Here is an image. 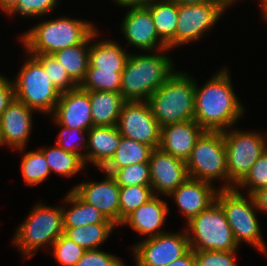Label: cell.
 Here are the masks:
<instances>
[{"mask_svg":"<svg viewBox=\"0 0 267 266\" xmlns=\"http://www.w3.org/2000/svg\"><path fill=\"white\" fill-rule=\"evenodd\" d=\"M96 29L88 20L62 16L38 21L19 39L28 54L52 55L69 46L82 44Z\"/></svg>","mask_w":267,"mask_h":266,"instance_id":"3957f363","label":"cell"},{"mask_svg":"<svg viewBox=\"0 0 267 266\" xmlns=\"http://www.w3.org/2000/svg\"><path fill=\"white\" fill-rule=\"evenodd\" d=\"M62 63L70 78L79 86L89 66V37L82 43L52 54Z\"/></svg>","mask_w":267,"mask_h":266,"instance_id":"f1b7e54d","label":"cell"},{"mask_svg":"<svg viewBox=\"0 0 267 266\" xmlns=\"http://www.w3.org/2000/svg\"><path fill=\"white\" fill-rule=\"evenodd\" d=\"M67 192L62 200L65 203L62 204L64 228H75L88 224L113 223L93 205L83 201L72 189Z\"/></svg>","mask_w":267,"mask_h":266,"instance_id":"cb8c5ba5","label":"cell"},{"mask_svg":"<svg viewBox=\"0 0 267 266\" xmlns=\"http://www.w3.org/2000/svg\"><path fill=\"white\" fill-rule=\"evenodd\" d=\"M168 51L130 52L121 73L120 93L125 101H147L176 71Z\"/></svg>","mask_w":267,"mask_h":266,"instance_id":"7a4b0ae2","label":"cell"},{"mask_svg":"<svg viewBox=\"0 0 267 266\" xmlns=\"http://www.w3.org/2000/svg\"><path fill=\"white\" fill-rule=\"evenodd\" d=\"M225 11L219 3L213 1L178 5L175 48L203 38L216 26Z\"/></svg>","mask_w":267,"mask_h":266,"instance_id":"7c38bea8","label":"cell"},{"mask_svg":"<svg viewBox=\"0 0 267 266\" xmlns=\"http://www.w3.org/2000/svg\"><path fill=\"white\" fill-rule=\"evenodd\" d=\"M118 226L114 223L88 224L64 228V234L86 250L99 249Z\"/></svg>","mask_w":267,"mask_h":266,"instance_id":"f546056e","label":"cell"},{"mask_svg":"<svg viewBox=\"0 0 267 266\" xmlns=\"http://www.w3.org/2000/svg\"><path fill=\"white\" fill-rule=\"evenodd\" d=\"M149 166L150 186L154 195L169 196L189 177L185 161L160 148L152 150Z\"/></svg>","mask_w":267,"mask_h":266,"instance_id":"9a60e30c","label":"cell"},{"mask_svg":"<svg viewBox=\"0 0 267 266\" xmlns=\"http://www.w3.org/2000/svg\"><path fill=\"white\" fill-rule=\"evenodd\" d=\"M238 251H194L195 266H237Z\"/></svg>","mask_w":267,"mask_h":266,"instance_id":"ab89813d","label":"cell"},{"mask_svg":"<svg viewBox=\"0 0 267 266\" xmlns=\"http://www.w3.org/2000/svg\"><path fill=\"white\" fill-rule=\"evenodd\" d=\"M161 196L154 195L146 203L129 214L120 224L121 227L128 226L145 239L165 233L162 226L170 210L168 202ZM123 225V226H122Z\"/></svg>","mask_w":267,"mask_h":266,"instance_id":"ffe728a7","label":"cell"},{"mask_svg":"<svg viewBox=\"0 0 267 266\" xmlns=\"http://www.w3.org/2000/svg\"><path fill=\"white\" fill-rule=\"evenodd\" d=\"M152 150L153 148L147 144L121 136L116 152L100 171L112 175L120 168L136 163L149 162Z\"/></svg>","mask_w":267,"mask_h":266,"instance_id":"4316f807","label":"cell"},{"mask_svg":"<svg viewBox=\"0 0 267 266\" xmlns=\"http://www.w3.org/2000/svg\"><path fill=\"white\" fill-rule=\"evenodd\" d=\"M154 196L150 185L120 186V224L132 212Z\"/></svg>","mask_w":267,"mask_h":266,"instance_id":"d6a6232c","label":"cell"},{"mask_svg":"<svg viewBox=\"0 0 267 266\" xmlns=\"http://www.w3.org/2000/svg\"><path fill=\"white\" fill-rule=\"evenodd\" d=\"M204 131L195 120L165 125L161 128L159 148L186 162Z\"/></svg>","mask_w":267,"mask_h":266,"instance_id":"44dd1931","label":"cell"},{"mask_svg":"<svg viewBox=\"0 0 267 266\" xmlns=\"http://www.w3.org/2000/svg\"><path fill=\"white\" fill-rule=\"evenodd\" d=\"M55 123L58 128H61L55 144L67 152L79 155L84 159L87 166V131L77 128L70 129L57 122Z\"/></svg>","mask_w":267,"mask_h":266,"instance_id":"836d02e7","label":"cell"},{"mask_svg":"<svg viewBox=\"0 0 267 266\" xmlns=\"http://www.w3.org/2000/svg\"><path fill=\"white\" fill-rule=\"evenodd\" d=\"M124 19L120 23L122 35L127 45H131L138 52L160 51L168 49L167 45L159 38L147 7H128Z\"/></svg>","mask_w":267,"mask_h":266,"instance_id":"5bb4252c","label":"cell"},{"mask_svg":"<svg viewBox=\"0 0 267 266\" xmlns=\"http://www.w3.org/2000/svg\"><path fill=\"white\" fill-rule=\"evenodd\" d=\"M14 99L15 89L13 80H10L7 76L0 74V117Z\"/></svg>","mask_w":267,"mask_h":266,"instance_id":"b9f144b4","label":"cell"},{"mask_svg":"<svg viewBox=\"0 0 267 266\" xmlns=\"http://www.w3.org/2000/svg\"><path fill=\"white\" fill-rule=\"evenodd\" d=\"M2 146L4 147L5 144H4V141H3V138H2V132H1V129H0V148H1Z\"/></svg>","mask_w":267,"mask_h":266,"instance_id":"816d5d0a","label":"cell"},{"mask_svg":"<svg viewBox=\"0 0 267 266\" xmlns=\"http://www.w3.org/2000/svg\"><path fill=\"white\" fill-rule=\"evenodd\" d=\"M25 60L13 78L15 98L48 117L54 112L61 92L48 78L42 63L25 52Z\"/></svg>","mask_w":267,"mask_h":266,"instance_id":"52a82bcc","label":"cell"},{"mask_svg":"<svg viewBox=\"0 0 267 266\" xmlns=\"http://www.w3.org/2000/svg\"><path fill=\"white\" fill-rule=\"evenodd\" d=\"M37 113L16 98L0 117V129L5 147L9 149L26 148L32 134L33 116Z\"/></svg>","mask_w":267,"mask_h":266,"instance_id":"d6986e66","label":"cell"},{"mask_svg":"<svg viewBox=\"0 0 267 266\" xmlns=\"http://www.w3.org/2000/svg\"><path fill=\"white\" fill-rule=\"evenodd\" d=\"M25 148L15 150L21 155V175L23 181L26 185L29 186H38L39 184L45 182L48 176L51 175V171L46 162L44 154L39 150H28L25 151Z\"/></svg>","mask_w":267,"mask_h":266,"instance_id":"4dcf8cb0","label":"cell"},{"mask_svg":"<svg viewBox=\"0 0 267 266\" xmlns=\"http://www.w3.org/2000/svg\"><path fill=\"white\" fill-rule=\"evenodd\" d=\"M267 131L223 130L226 147L228 189L234 188L267 148ZM265 134V135H264Z\"/></svg>","mask_w":267,"mask_h":266,"instance_id":"30bf717a","label":"cell"},{"mask_svg":"<svg viewBox=\"0 0 267 266\" xmlns=\"http://www.w3.org/2000/svg\"><path fill=\"white\" fill-rule=\"evenodd\" d=\"M265 187H267V148L234 188L241 193L245 189V194L252 195Z\"/></svg>","mask_w":267,"mask_h":266,"instance_id":"d590c367","label":"cell"},{"mask_svg":"<svg viewBox=\"0 0 267 266\" xmlns=\"http://www.w3.org/2000/svg\"><path fill=\"white\" fill-rule=\"evenodd\" d=\"M122 71L123 70H100L97 67H88L79 87L86 91L120 93Z\"/></svg>","mask_w":267,"mask_h":266,"instance_id":"1f68e13d","label":"cell"},{"mask_svg":"<svg viewBox=\"0 0 267 266\" xmlns=\"http://www.w3.org/2000/svg\"><path fill=\"white\" fill-rule=\"evenodd\" d=\"M136 266H167L190 250L186 229L162 233L130 246Z\"/></svg>","mask_w":267,"mask_h":266,"instance_id":"8fae6325","label":"cell"},{"mask_svg":"<svg viewBox=\"0 0 267 266\" xmlns=\"http://www.w3.org/2000/svg\"><path fill=\"white\" fill-rule=\"evenodd\" d=\"M195 78L176 71L149 96L147 102L161 127L194 120Z\"/></svg>","mask_w":267,"mask_h":266,"instance_id":"5b68a950","label":"cell"},{"mask_svg":"<svg viewBox=\"0 0 267 266\" xmlns=\"http://www.w3.org/2000/svg\"><path fill=\"white\" fill-rule=\"evenodd\" d=\"M251 196L258 212L267 214V187L255 191Z\"/></svg>","mask_w":267,"mask_h":266,"instance_id":"7bdbcfd3","label":"cell"},{"mask_svg":"<svg viewBox=\"0 0 267 266\" xmlns=\"http://www.w3.org/2000/svg\"><path fill=\"white\" fill-rule=\"evenodd\" d=\"M125 264L121 257L99 248L86 250L75 266H126Z\"/></svg>","mask_w":267,"mask_h":266,"instance_id":"60d3db41","label":"cell"},{"mask_svg":"<svg viewBox=\"0 0 267 266\" xmlns=\"http://www.w3.org/2000/svg\"><path fill=\"white\" fill-rule=\"evenodd\" d=\"M94 126H117L125 102L121 93L89 91Z\"/></svg>","mask_w":267,"mask_h":266,"instance_id":"d4e9b609","label":"cell"},{"mask_svg":"<svg viewBox=\"0 0 267 266\" xmlns=\"http://www.w3.org/2000/svg\"><path fill=\"white\" fill-rule=\"evenodd\" d=\"M210 1L219 3L227 11H228L227 8H230V6H233V4L237 2V0H210Z\"/></svg>","mask_w":267,"mask_h":266,"instance_id":"c3c4849f","label":"cell"},{"mask_svg":"<svg viewBox=\"0 0 267 266\" xmlns=\"http://www.w3.org/2000/svg\"><path fill=\"white\" fill-rule=\"evenodd\" d=\"M50 253L62 266H75L86 249L76 244L64 233L52 244Z\"/></svg>","mask_w":267,"mask_h":266,"instance_id":"8d00e7d4","label":"cell"},{"mask_svg":"<svg viewBox=\"0 0 267 266\" xmlns=\"http://www.w3.org/2000/svg\"><path fill=\"white\" fill-rule=\"evenodd\" d=\"M183 228L193 251H237L240 248L223 208L216 200Z\"/></svg>","mask_w":267,"mask_h":266,"instance_id":"ba28073f","label":"cell"},{"mask_svg":"<svg viewBox=\"0 0 267 266\" xmlns=\"http://www.w3.org/2000/svg\"><path fill=\"white\" fill-rule=\"evenodd\" d=\"M121 140L117 126H93L87 131V164L102 169L113 157Z\"/></svg>","mask_w":267,"mask_h":266,"instance_id":"7402d4cb","label":"cell"},{"mask_svg":"<svg viewBox=\"0 0 267 266\" xmlns=\"http://www.w3.org/2000/svg\"><path fill=\"white\" fill-rule=\"evenodd\" d=\"M50 118L53 122L70 129L88 131L94 126L91 118L89 91L78 86L73 90L62 92Z\"/></svg>","mask_w":267,"mask_h":266,"instance_id":"e0dca14e","label":"cell"},{"mask_svg":"<svg viewBox=\"0 0 267 266\" xmlns=\"http://www.w3.org/2000/svg\"><path fill=\"white\" fill-rule=\"evenodd\" d=\"M19 0H0V11L8 15L17 5Z\"/></svg>","mask_w":267,"mask_h":266,"instance_id":"bcb514c9","label":"cell"},{"mask_svg":"<svg viewBox=\"0 0 267 266\" xmlns=\"http://www.w3.org/2000/svg\"><path fill=\"white\" fill-rule=\"evenodd\" d=\"M259 3L261 10L267 6V0H259Z\"/></svg>","mask_w":267,"mask_h":266,"instance_id":"f907efd6","label":"cell"},{"mask_svg":"<svg viewBox=\"0 0 267 266\" xmlns=\"http://www.w3.org/2000/svg\"><path fill=\"white\" fill-rule=\"evenodd\" d=\"M178 5H187V4H201L204 2H209L210 0H172Z\"/></svg>","mask_w":267,"mask_h":266,"instance_id":"7dc6e473","label":"cell"},{"mask_svg":"<svg viewBox=\"0 0 267 266\" xmlns=\"http://www.w3.org/2000/svg\"><path fill=\"white\" fill-rule=\"evenodd\" d=\"M39 150L44 154L51 173H56L59 177L72 178L87 167L83 158L76 153L65 151L57 144L53 147L43 146Z\"/></svg>","mask_w":267,"mask_h":266,"instance_id":"83f0119b","label":"cell"},{"mask_svg":"<svg viewBox=\"0 0 267 266\" xmlns=\"http://www.w3.org/2000/svg\"><path fill=\"white\" fill-rule=\"evenodd\" d=\"M243 194L235 188L218 189L215 200L223 208L238 246L245 243L267 255V244L262 237L254 199L249 194Z\"/></svg>","mask_w":267,"mask_h":266,"instance_id":"8992f818","label":"cell"},{"mask_svg":"<svg viewBox=\"0 0 267 266\" xmlns=\"http://www.w3.org/2000/svg\"><path fill=\"white\" fill-rule=\"evenodd\" d=\"M34 206L16 229L11 242L23 259L33 257L41 247H48L49 251L64 233L62 205L50 206L39 201Z\"/></svg>","mask_w":267,"mask_h":266,"instance_id":"277c9868","label":"cell"},{"mask_svg":"<svg viewBox=\"0 0 267 266\" xmlns=\"http://www.w3.org/2000/svg\"><path fill=\"white\" fill-rule=\"evenodd\" d=\"M112 176L119 186L150 185L149 162L136 163L120 168Z\"/></svg>","mask_w":267,"mask_h":266,"instance_id":"74e56055","label":"cell"},{"mask_svg":"<svg viewBox=\"0 0 267 266\" xmlns=\"http://www.w3.org/2000/svg\"><path fill=\"white\" fill-rule=\"evenodd\" d=\"M167 266H195L194 251L190 249L184 256L173 261Z\"/></svg>","mask_w":267,"mask_h":266,"instance_id":"f6af8a7d","label":"cell"},{"mask_svg":"<svg viewBox=\"0 0 267 266\" xmlns=\"http://www.w3.org/2000/svg\"><path fill=\"white\" fill-rule=\"evenodd\" d=\"M117 6L128 8V7H140L148 6L159 0H113Z\"/></svg>","mask_w":267,"mask_h":266,"instance_id":"ee69618b","label":"cell"},{"mask_svg":"<svg viewBox=\"0 0 267 266\" xmlns=\"http://www.w3.org/2000/svg\"><path fill=\"white\" fill-rule=\"evenodd\" d=\"M100 182L86 181L78 183L72 190L86 203L93 205L105 217L120 226V186L111 174L105 173Z\"/></svg>","mask_w":267,"mask_h":266,"instance_id":"2e32d148","label":"cell"},{"mask_svg":"<svg viewBox=\"0 0 267 266\" xmlns=\"http://www.w3.org/2000/svg\"><path fill=\"white\" fill-rule=\"evenodd\" d=\"M117 127L121 136L159 148L162 127L147 101H125Z\"/></svg>","mask_w":267,"mask_h":266,"instance_id":"4fadbf2b","label":"cell"},{"mask_svg":"<svg viewBox=\"0 0 267 266\" xmlns=\"http://www.w3.org/2000/svg\"><path fill=\"white\" fill-rule=\"evenodd\" d=\"M61 0H19L18 5L8 14L20 18H45L56 10ZM21 16H20V15ZM44 16V17H43Z\"/></svg>","mask_w":267,"mask_h":266,"instance_id":"f35d334b","label":"cell"},{"mask_svg":"<svg viewBox=\"0 0 267 266\" xmlns=\"http://www.w3.org/2000/svg\"><path fill=\"white\" fill-rule=\"evenodd\" d=\"M146 7L150 10L157 35L168 49L173 50L178 22V4L172 0H159Z\"/></svg>","mask_w":267,"mask_h":266,"instance_id":"484cf974","label":"cell"},{"mask_svg":"<svg viewBox=\"0 0 267 266\" xmlns=\"http://www.w3.org/2000/svg\"><path fill=\"white\" fill-rule=\"evenodd\" d=\"M35 56L43 65L48 78L62 93L73 90L78 85L70 78L63 64L58 62L53 55L48 54H30Z\"/></svg>","mask_w":267,"mask_h":266,"instance_id":"e575fe53","label":"cell"},{"mask_svg":"<svg viewBox=\"0 0 267 266\" xmlns=\"http://www.w3.org/2000/svg\"><path fill=\"white\" fill-rule=\"evenodd\" d=\"M98 29L89 36L88 67H97L100 70H124L130 52L114 39L96 40L100 34Z\"/></svg>","mask_w":267,"mask_h":266,"instance_id":"603a6c76","label":"cell"},{"mask_svg":"<svg viewBox=\"0 0 267 266\" xmlns=\"http://www.w3.org/2000/svg\"><path fill=\"white\" fill-rule=\"evenodd\" d=\"M229 68L223 67L199 86L195 80L194 120L208 131L236 126L246 108L236 96Z\"/></svg>","mask_w":267,"mask_h":266,"instance_id":"6da1fadb","label":"cell"},{"mask_svg":"<svg viewBox=\"0 0 267 266\" xmlns=\"http://www.w3.org/2000/svg\"><path fill=\"white\" fill-rule=\"evenodd\" d=\"M262 14H261V17H262V20L265 21V23H267V6L265 8H263L261 10Z\"/></svg>","mask_w":267,"mask_h":266,"instance_id":"681fc988","label":"cell"},{"mask_svg":"<svg viewBox=\"0 0 267 266\" xmlns=\"http://www.w3.org/2000/svg\"><path fill=\"white\" fill-rule=\"evenodd\" d=\"M185 163L190 178L207 181L211 184L215 181L224 182L219 189H228L223 131L205 130L197 139Z\"/></svg>","mask_w":267,"mask_h":266,"instance_id":"9c48e42d","label":"cell"},{"mask_svg":"<svg viewBox=\"0 0 267 266\" xmlns=\"http://www.w3.org/2000/svg\"><path fill=\"white\" fill-rule=\"evenodd\" d=\"M219 186L188 177L169 196L177 205L180 214L189 222L193 217L204 211L216 199Z\"/></svg>","mask_w":267,"mask_h":266,"instance_id":"ac0fdd59","label":"cell"}]
</instances>
